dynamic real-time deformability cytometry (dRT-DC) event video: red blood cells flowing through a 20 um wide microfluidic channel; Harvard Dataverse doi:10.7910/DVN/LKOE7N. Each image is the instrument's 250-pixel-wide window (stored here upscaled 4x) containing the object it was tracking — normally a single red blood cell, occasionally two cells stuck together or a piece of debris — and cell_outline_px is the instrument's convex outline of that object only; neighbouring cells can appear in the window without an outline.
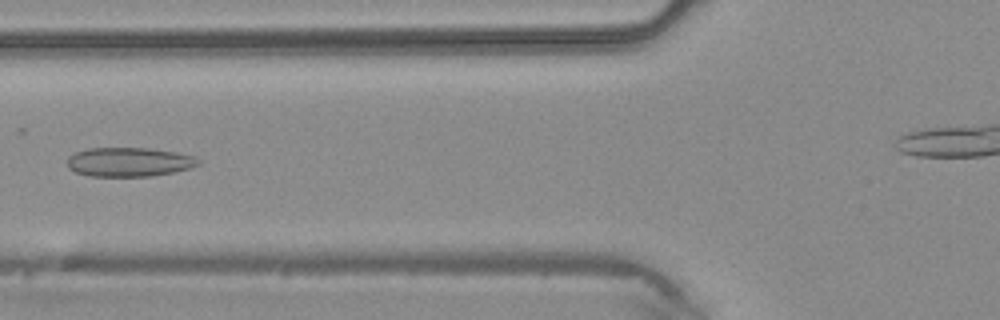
{"species": "common noctule bat (a hibernating species)", "species_latin": "Nyctalus noctula", "temperature_condition": "warm", "stored_images_in_passage": 5, "camera_frame_rate_fps": 3000, "um_per_image_px": 0.085, "animal": {"sex": "male", "body_mass_g": 20.4}, "frame": {"image": 1, "passage_image": 5, "time_ms": 1.333, "image_size_px": [1000, 320], "cell_outline_px": [[200, 164], [188, 168], [172, 172], [152, 176], [88, 176], [76, 172], [68, 168], [68, 156], [76, 152], [88, 148], [148, 148], [176, 152], [196, 156], [200, 160]], "centroid_in_image_um": [10.97, 13.76], "position_along_channel_um": 114.8, "area_um2": 22.25}}